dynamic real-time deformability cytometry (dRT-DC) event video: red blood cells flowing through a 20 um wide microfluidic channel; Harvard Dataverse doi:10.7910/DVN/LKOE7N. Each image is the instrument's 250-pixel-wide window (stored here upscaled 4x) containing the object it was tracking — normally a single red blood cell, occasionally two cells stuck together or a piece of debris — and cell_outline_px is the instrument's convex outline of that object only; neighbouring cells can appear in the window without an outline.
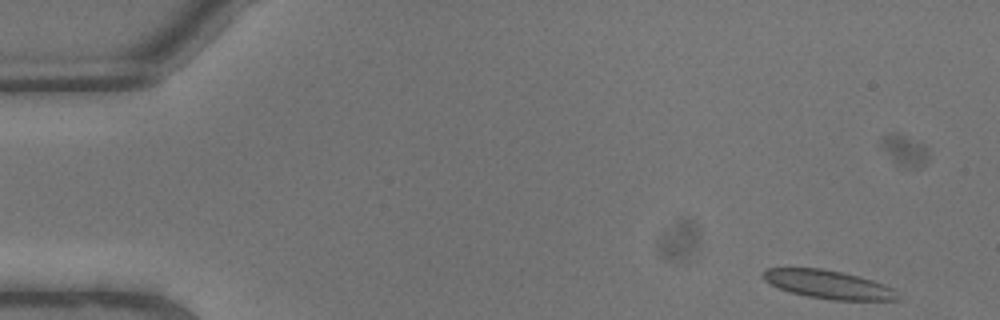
{"species": "common noctule bat (a hibernating species)", "species_latin": "Nyctalus noctula", "temperature_condition": "warm", "stored_images_in_passage": 9, "segment_of_instrument_passage": [1, 2], "camera_frame_rate_fps": 3000, "um_per_image_px": 0.085, "animal": {"sex": "male", "body_mass_g": 13.3}, "frame": {"image": 1, "passage_image": 2, "time_ms": 0.333, "image_size_px": [1000, 320], "cell_outline_px": [[900, 300], [832, 300], [808, 296], [792, 292], [780, 288], [764, 280], [764, 272], [768, 268], [820, 268], [860, 276], [884, 284], [892, 288], [900, 296]], "centroid_in_image_um": [70.47, 24.18], "position_along_channel_um": 14.5, "area_um2": 21.96}}
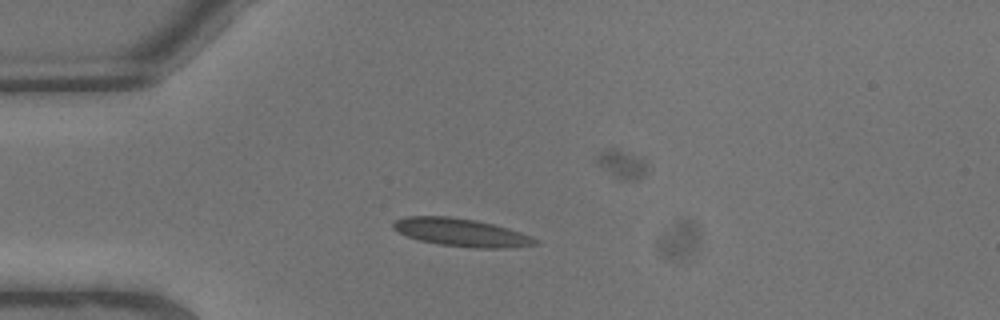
{"frame": {"image": 2, "passage_image": 6, "time_ms": 1.667, "image_size_px": [1000, 320], "cell_outline_px": [[540, 240], [536, 244], [504, 248], [476, 248], [440, 244], [420, 240], [408, 236], [392, 228], [392, 224], [396, 220], [404, 216], [448, 216], [476, 220], [508, 228], [520, 232]], "centroid_in_image_um": [39.2, 19.75], "position_along_channel_um": 45.8, "area_um2": 22.83}}